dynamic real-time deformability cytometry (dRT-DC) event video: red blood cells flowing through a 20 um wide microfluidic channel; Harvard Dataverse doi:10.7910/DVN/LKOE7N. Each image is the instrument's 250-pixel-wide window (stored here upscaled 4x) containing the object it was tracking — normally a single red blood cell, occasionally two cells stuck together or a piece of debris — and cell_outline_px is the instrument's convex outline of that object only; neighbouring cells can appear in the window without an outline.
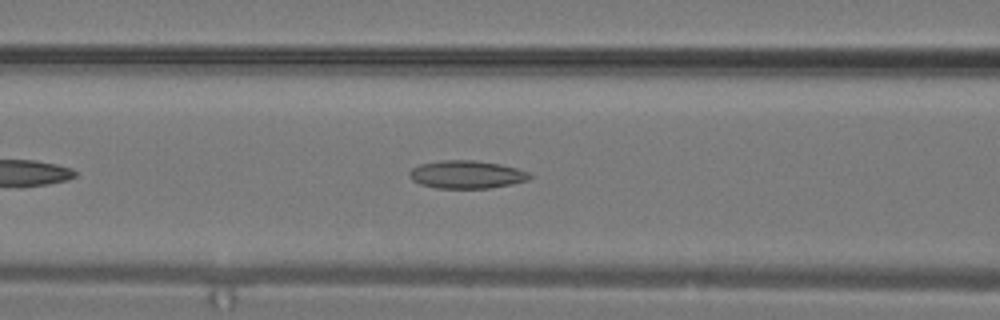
{"species": "common noctule bat (a hibernating species)", "species_latin": "Nyctalus noctula", "temperature_condition": "warm", "stored_images_in_passage": 27, "camera_frame_rate_fps": 3000, "um_per_image_px": 0.085, "animal": {"sex": "male", "body_mass_g": 19.2, "forearm_length_mm": 51.8}, "frame": {"image": 1, "passage_image": 10, "time_ms": 3.0, "image_size_px": [1000, 320], "cell_outline_px": [[532, 176], [528, 180], [512, 184], [488, 188], [436, 188], [420, 184], [412, 180], [408, 176], [408, 172], [412, 168], [420, 164], [444, 160], [472, 160], [500, 164], [516, 168], [528, 172]], "centroid_in_image_um": [39.64, 14.83], "position_along_channel_um": 127.0, "area_um2": 19.54}}
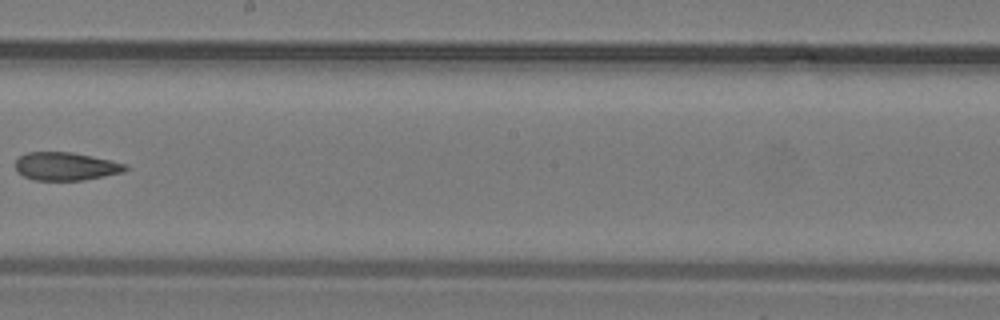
{"frame": {"image": 2, "passage_image": 15, "time_ms": 4.667, "image_size_px": [1000, 320], "cell_outline_px": [[128, 168], [124, 172], [84, 180], [32, 180], [16, 172], [16, 160], [20, 156], [28, 152], [72, 152], [112, 160], [128, 164]], "centroid_in_image_um": [5.61, 14.14], "position_along_channel_um": 242.6, "area_um2": 18.15}}
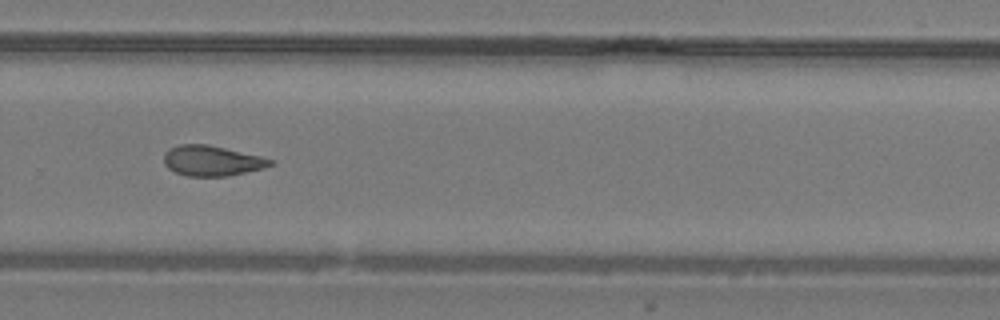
{"frame": {"image": 3, "passage_image": 18, "time_ms": 5.667, "image_size_px": [1000, 320], "cell_outline_px": [[272, 164], [264, 168], [228, 176], [188, 176], [176, 172], [168, 168], [164, 164], [164, 152], [168, 148], [180, 144], [208, 144], [260, 156], [272, 160]], "centroid_in_image_um": [17.97, 13.66], "position_along_channel_um": 311.8, "area_um2": 18.73}}